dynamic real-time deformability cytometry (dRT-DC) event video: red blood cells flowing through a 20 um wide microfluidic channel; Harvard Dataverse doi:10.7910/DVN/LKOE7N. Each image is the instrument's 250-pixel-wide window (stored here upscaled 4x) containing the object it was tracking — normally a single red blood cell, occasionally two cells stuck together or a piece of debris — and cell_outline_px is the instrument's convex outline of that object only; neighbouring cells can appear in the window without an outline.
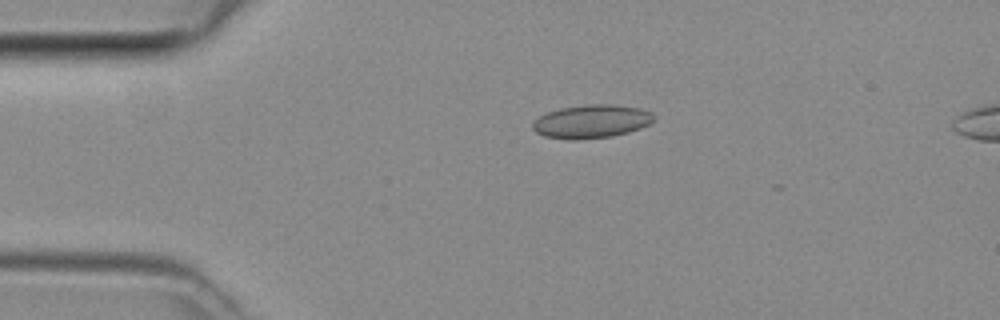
{"species": "common noctule bat (a hibernating species)", "species_latin": "Nyctalus noctula", "temperature_condition": "room temperature", "stored_images_in_passage": 3, "camera_frame_rate_fps": 3000, "um_per_image_px": 0.085, "animal": {"sex": "female", "body_mass_g": 29.2, "forearm_length_mm": 56.3}, "frame": {"image": 1, "passage_image": 1, "time_ms": 0.0, "image_size_px": [1000, 320], "cell_outline_px": [[652, 120], [648, 124], [640, 128], [628, 132], [612, 136], [576, 140], [568, 140], [544, 136], [536, 132], [532, 128], [532, 124], [540, 116], [548, 112], [560, 108], [588, 104], [612, 104], [640, 108], [652, 112]], "centroid_in_image_um": [50.25, 10.32], "position_along_channel_um": 34.8, "area_um2": 23.47}}